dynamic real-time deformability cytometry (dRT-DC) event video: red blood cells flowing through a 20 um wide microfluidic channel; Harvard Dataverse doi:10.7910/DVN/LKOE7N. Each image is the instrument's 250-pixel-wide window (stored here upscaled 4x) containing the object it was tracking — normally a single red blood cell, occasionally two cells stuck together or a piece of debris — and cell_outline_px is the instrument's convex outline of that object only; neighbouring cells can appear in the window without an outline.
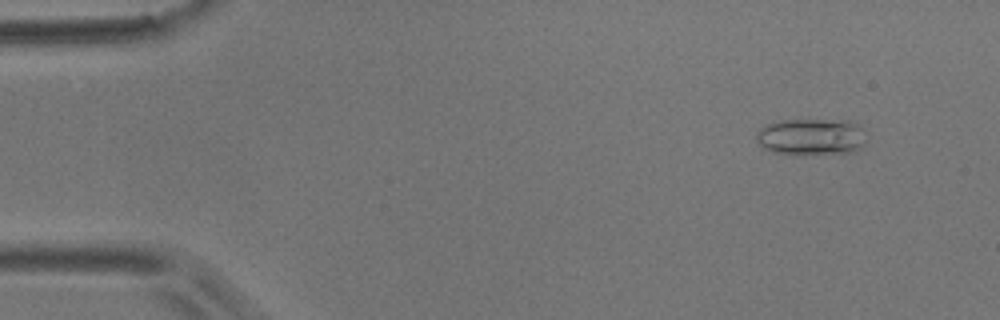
{"species": "common noctule bat (a hibernating species)", "species_latin": "Nyctalus noctula", "temperature_condition": "room temperature", "stored_images_in_passage": 15, "camera_frame_rate_fps": 3000, "um_per_image_px": 0.085, "animal": {"sex": "male", "body_mass_g": 17.9}, "frame": {"image": 1, "passage_image": 2, "time_ms": 1.333, "image_size_px": [1000, 320], "cell_outline_px": [[864, 144], [860, 148], [852, 152], [804, 156], [796, 156], [772, 152], [764, 148], [756, 140], [756, 132], [764, 124], [780, 120], [848, 120], [860, 124]], "centroid_in_image_um": [68.9, 11.65], "position_along_channel_um": 16.1, "area_um2": 24.1}}
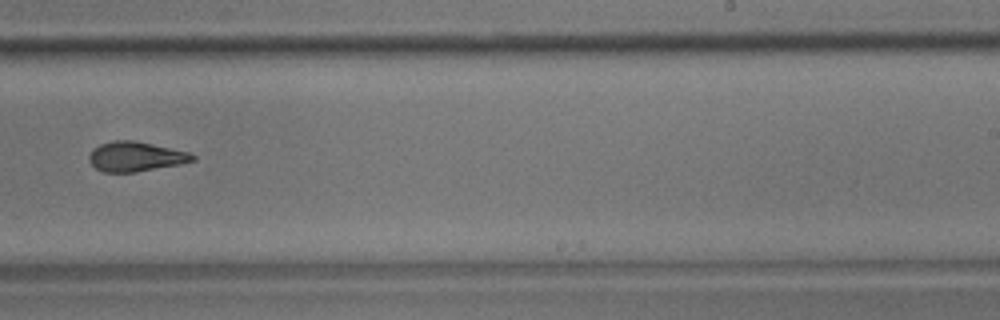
{"frame": {"image": 2, "passage_image": 10, "time_ms": 11.667, "image_size_px": [1000, 320], "cell_outline_px": [[196, 160], [180, 164], [136, 172], [104, 172], [96, 168], [88, 160], [88, 156], [100, 144], [112, 140], [136, 140], [188, 152], [196, 156]], "centroid_in_image_um": [11.54, 13.3], "position_along_channel_um": 277.5, "area_um2": 17.86}}
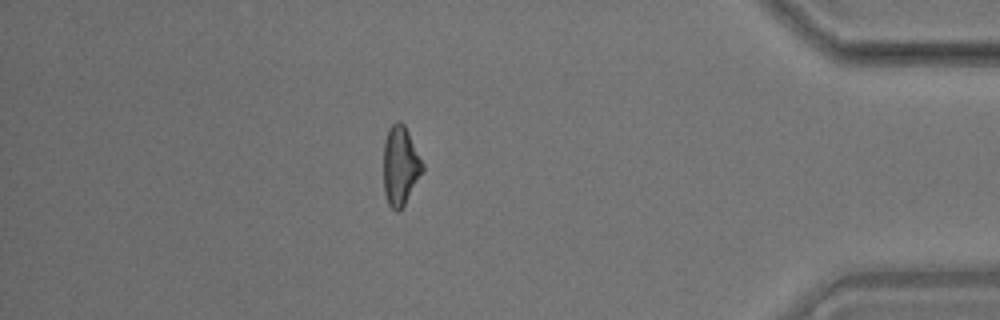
{"frame": {"image": 3, "passage_image": 14, "time_ms": 16.333, "image_size_px": [1000, 320], "cell_outline_px": [[424, 168], [400, 212], [396, 212], [388, 204], [384, 192], [384, 140], [388, 128], [396, 120], [400, 120], [404, 124], [424, 164]], "centroid_in_image_um": [34.01, 14.07], "position_along_channel_um": 401.2, "area_um2": 17.98}, "authors_computed_cell_mechanics": {"area_um2": 18.6116, "velocity_mm_per_s": 3.4964, "shape_relaxation_time_tau1_ms": null, "shape_relaxation_time_tau2_ms": 2.79, "deformation_change_tau1": null, "deformation_change_tau2": 0.0869}}